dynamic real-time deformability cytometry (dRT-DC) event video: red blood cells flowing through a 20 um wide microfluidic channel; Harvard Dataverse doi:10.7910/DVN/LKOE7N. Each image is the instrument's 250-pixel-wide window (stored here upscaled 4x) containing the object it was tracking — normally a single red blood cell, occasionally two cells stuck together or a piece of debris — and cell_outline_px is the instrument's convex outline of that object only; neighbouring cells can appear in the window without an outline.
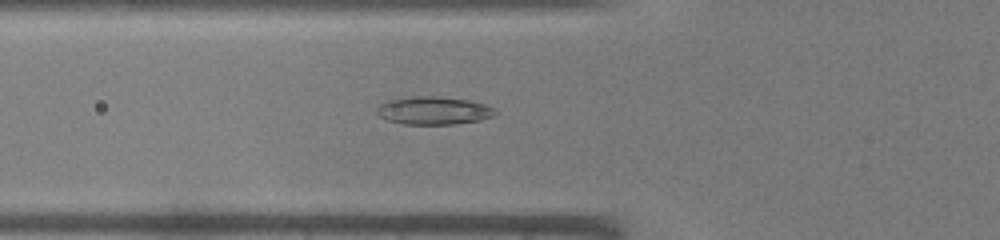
{"species": "common noctule bat (a hibernating species)", "species_latin": "Nyctalus noctula", "temperature_condition": "warm", "stored_images_in_passage": 42, "camera_frame_rate_fps": 3000, "um_per_image_px": 0.085, "animal": {"sex": "male", "body_mass_g": 19.0, "forearm_length_mm": 50.8}, "frame": {"image": 1, "passage_image": 14, "time_ms": 4.333, "image_size_px": [1000, 240], "cell_outline_px": [[496, 116], [480, 120], [456, 124], [400, 124], [388, 120], [380, 116], [376, 112], [376, 108], [380, 104], [388, 100], [412, 96], [436, 96], [468, 100], [484, 104], [496, 108]], "centroid_in_image_um": [36.87, 9.4], "position_along_channel_um": 88.9, "area_um2": 19.42}}
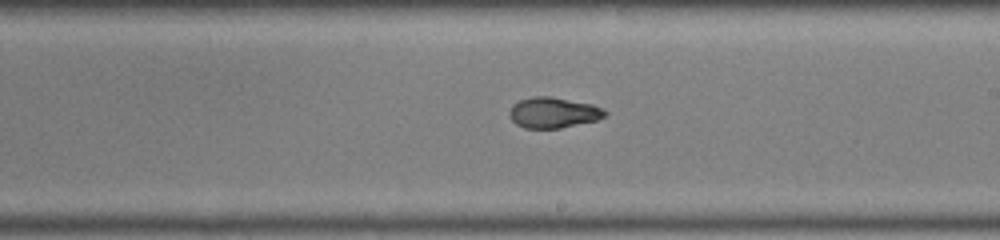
{"frame": {"image": 2, "passage_image": 24, "time_ms": 7.667, "image_size_px": [1000, 240], "cell_outline_px": [[608, 112], [604, 116], [596, 120], [560, 128], [524, 128], [516, 124], [512, 120], [508, 112], [512, 104], [520, 100], [532, 96], [552, 96], [592, 104], [604, 108]], "centroid_in_image_um": [47.02, 9.56], "position_along_channel_um": 242.0, "area_um2": 17.17}}
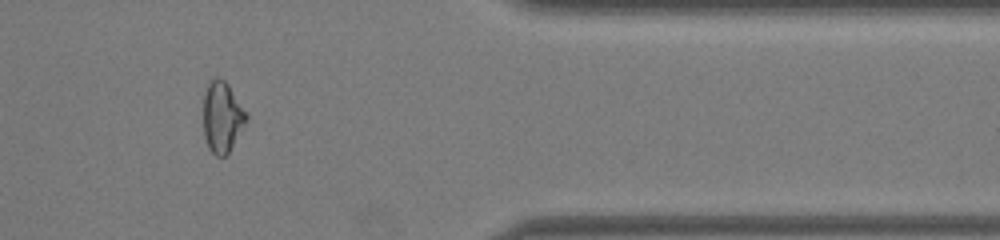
{"frame": {"image": 3, "passage_image": 35, "time_ms": 11.333, "image_size_px": [1000, 240], "cell_outline_px": [[248, 116], [228, 152], [224, 156], [216, 156], [208, 148], [204, 136], [204, 92], [208, 84], [216, 76], [220, 76], [228, 84], [248, 112]], "centroid_in_image_um": [18.87, 9.9], "position_along_channel_um": 392.5, "area_um2": 17.57}}